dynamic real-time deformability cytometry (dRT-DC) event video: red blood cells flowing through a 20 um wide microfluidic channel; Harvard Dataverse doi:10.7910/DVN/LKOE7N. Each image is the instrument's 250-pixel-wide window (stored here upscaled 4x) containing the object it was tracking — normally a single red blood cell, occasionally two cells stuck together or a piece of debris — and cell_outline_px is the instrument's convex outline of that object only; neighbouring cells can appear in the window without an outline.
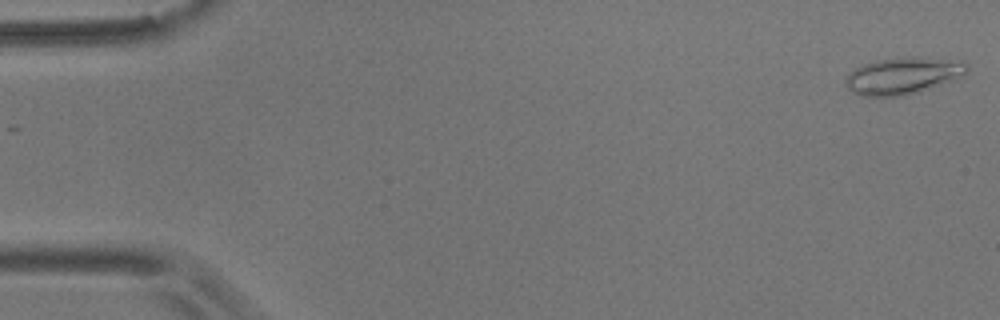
{"species": "common noctule bat (a hibernating species)", "species_latin": "Nyctalus noctula", "temperature_condition": "room temperature", "stored_images_in_passage": 55, "camera_frame_rate_fps": 3000, "um_per_image_px": 0.085, "animal": {"sex": "male", "body_mass_g": 17.9}, "frame": {"image": 1, "passage_image": 1, "time_ms": 0.0, "image_size_px": [1000, 320], "cell_outline_px": [[968, 72], [964, 76], [920, 92], [900, 96], [860, 96], [852, 92], [848, 88], [848, 76], [856, 68], [864, 64], [876, 60], [908, 56], [924, 56], [964, 60], [968, 64]], "centroid_in_image_um": [76.87, 6.41], "position_along_channel_um": 8.1, "area_um2": 26.41}}
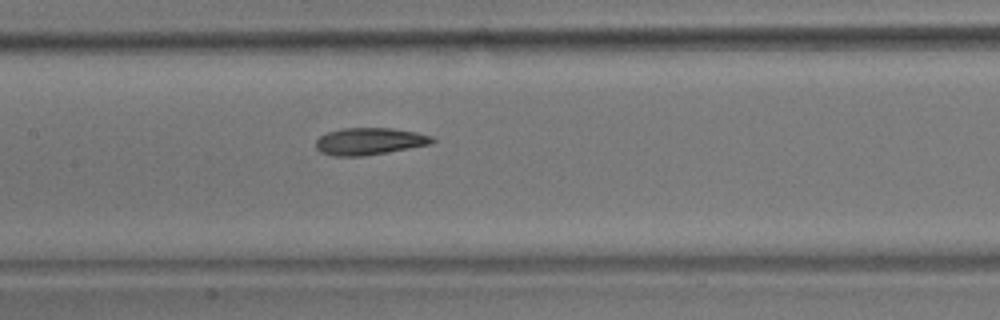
{"frame": {"image": 2, "passage_image": 26, "time_ms": 8.333, "image_size_px": [1000, 320], "cell_outline_px": [[436, 140], [432, 144], [388, 152], [364, 156], [332, 156], [320, 152], [316, 148], [316, 140], [320, 136], [328, 132], [344, 128], [392, 128], [416, 132], [432, 136]], "centroid_in_image_um": [31.41, 12.01], "position_along_channel_um": 176.0, "area_um2": 18.44}}
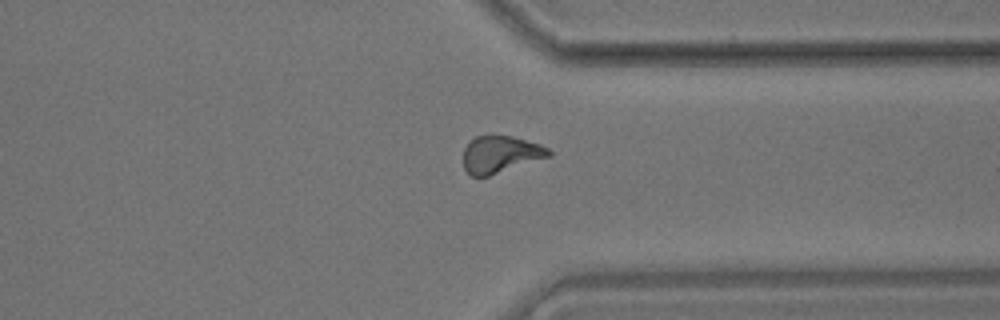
{"frame": {"image": 3, "passage_image": 42, "time_ms": 13.667, "image_size_px": [1000, 320], "cell_outline_px": [[552, 156], [488, 176], [472, 176], [464, 168], [464, 148], [476, 136], [512, 136], [540, 144], [548, 148], [552, 152]], "centroid_in_image_um": [42.57, 13.12], "position_along_channel_um": 368.8, "area_um2": 18.26}, "authors_computed_cell_mechanics": {"area_um2": 18.6694, "velocity_mm_per_s": 3.6387, "shape_relaxation_time_tau1_ms": 8.8094, "shape_relaxation_time_tau2_ms": 4.2028, "deformation_change_tau1": 0.1975, "deformation_change_tau2": 0.1217}}